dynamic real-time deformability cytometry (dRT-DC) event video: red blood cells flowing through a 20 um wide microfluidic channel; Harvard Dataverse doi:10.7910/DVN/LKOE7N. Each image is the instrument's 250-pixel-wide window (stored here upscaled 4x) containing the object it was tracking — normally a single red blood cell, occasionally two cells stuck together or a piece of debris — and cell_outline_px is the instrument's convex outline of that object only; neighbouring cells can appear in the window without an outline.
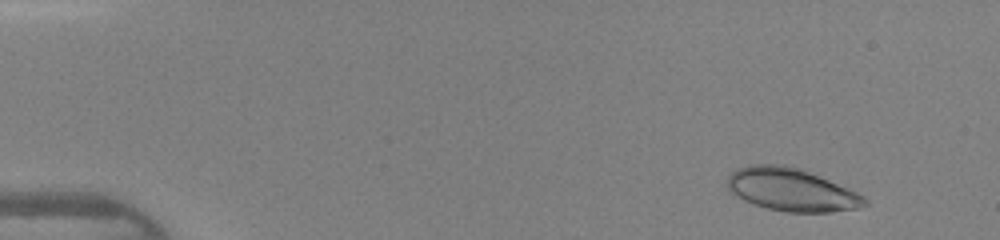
{"species": "human", "species_latin": "Homo sapiens", "temperature_condition": "warm", "stored_images_in_passage": 45, "camera_frame_rate_fps": 3000, "um_per_image_px": 0.085, "donor": {"sex": "female"}, "frame": {"image": 1, "passage_image": 3, "time_ms": 0.667, "image_size_px": [1000, 240], "cell_outline_px": [[868, 204], [856, 208], [832, 212], [788, 212], [768, 208], [744, 200], [728, 192], [728, 176], [736, 168], [748, 164], [784, 164], [800, 168], [848, 188], [864, 196], [868, 200]], "centroid_in_image_um": [67.25, 16.11], "position_along_channel_um": 17.8, "area_um2": 34.22}}
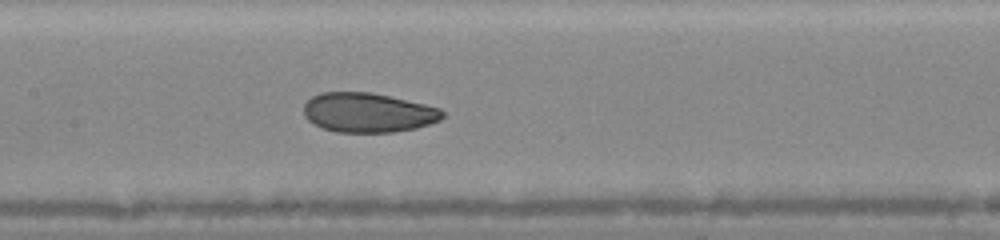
{"frame": {"image": 2, "passage_image": 22, "time_ms": 7.0, "image_size_px": [1000, 240], "cell_outline_px": [[444, 116], [440, 120], [416, 128], [396, 132], [336, 132], [324, 128], [308, 120], [304, 116], [304, 104], [312, 96], [320, 92], [372, 92], [424, 104], [440, 108], [444, 112]], "centroid_in_image_um": [31.28, 9.56], "position_along_channel_um": 176.1, "area_um2": 31.91}}
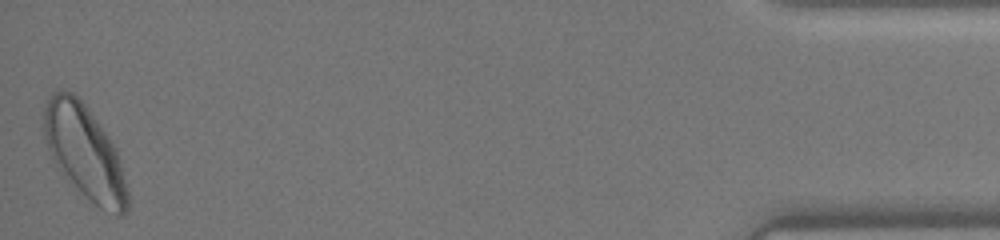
{"frame": {"image": 3, "passage_image": 45, "time_ms": 14.667, "image_size_px": [1000, 240], "cell_outline_px": [[128, 208], [120, 216], [116, 216], [100, 208], [52, 160], [44, 136], [44, 108], [48, 100], [56, 88], [60, 88], [72, 92], [88, 108], [108, 136], [116, 148], [128, 192]], "centroid_in_image_um": [7.2, 12.87], "position_along_channel_um": 428.0, "area_um2": 44.45}, "authors_computed_cell_mechanics": {"area_um2": 33.1194, "velocity_mm_per_s": 4.3435, "shape_relaxation_time_tau1_ms": 2.7891, "shape_relaxation_time_tau2_ms": 1.2494, "deformation_change_tau1": 0.0969, "deformation_change_tau2": 0.0595}}